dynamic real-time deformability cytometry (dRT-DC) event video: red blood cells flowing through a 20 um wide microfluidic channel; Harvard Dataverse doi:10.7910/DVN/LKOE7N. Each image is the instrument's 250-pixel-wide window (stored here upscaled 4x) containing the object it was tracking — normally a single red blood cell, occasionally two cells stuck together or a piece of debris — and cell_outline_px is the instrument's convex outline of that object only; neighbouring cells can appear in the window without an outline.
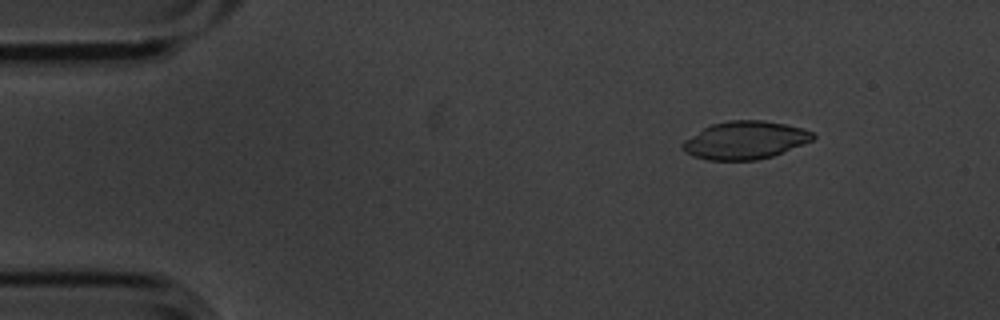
{"species": "common noctule bat (a hibernating species)", "species_latin": "Nyctalus noctula", "temperature_condition": "cold", "stored_images_in_passage": 6, "camera_frame_rate_fps": 3000, "um_per_image_px": 0.085, "animal": {"sex": "male", "body_mass_g": 20.1, "forearm_length_mm": 53.5}, "frame": {"image": 1, "passage_image": 2, "time_ms": 0.333, "image_size_px": [1000, 320], "cell_outline_px": [[816, 136], [812, 140], [772, 156], [756, 160], [708, 160], [692, 156], [680, 144], [684, 140], [704, 128], [712, 124], [728, 120], [764, 120], [804, 128], [812, 132]], "centroid_in_image_um": [63.33, 11.91], "position_along_channel_um": 21.7, "area_um2": 28.5}}